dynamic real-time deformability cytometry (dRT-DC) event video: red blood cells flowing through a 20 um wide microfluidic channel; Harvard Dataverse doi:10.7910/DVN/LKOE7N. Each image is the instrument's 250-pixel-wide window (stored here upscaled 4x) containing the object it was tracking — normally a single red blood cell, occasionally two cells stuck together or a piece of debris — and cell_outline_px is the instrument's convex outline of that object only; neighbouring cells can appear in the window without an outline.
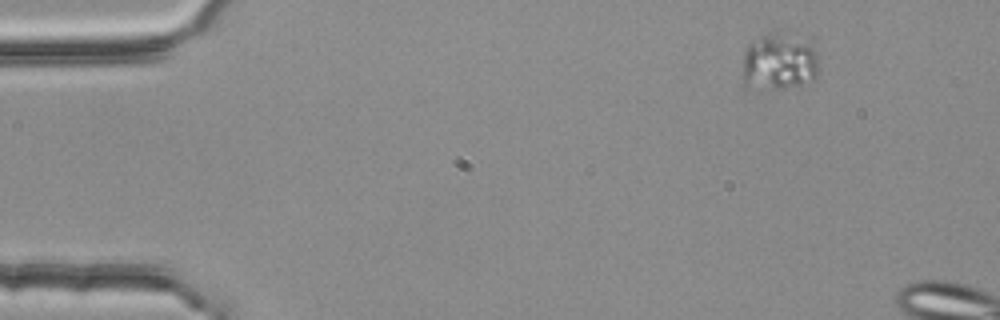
{"species": "common noctule bat (a hibernating species)", "species_latin": "Nyctalus noctula", "temperature_condition": "room temperature", "stored_images_in_passage": 5, "camera_frame_rate_fps": 3000, "um_per_image_px": 0.085, "animal": {"sex": "female", "body_mass_g": 25.1}, "frame": {"image": 1, "passage_image": 1, "time_ms": 0.0, "image_size_px": [1000, 320], "cell_outline_px": [[816, 76], [812, 80], [800, 84], [780, 88], [740, 88], [740, 76], [744, 52], [748, 44], [760, 36], [776, 28], [812, 48], [816, 52]], "centroid_in_image_um": [66.06, 5.28], "position_along_channel_um": 18.9, "area_um2": 25.49}}